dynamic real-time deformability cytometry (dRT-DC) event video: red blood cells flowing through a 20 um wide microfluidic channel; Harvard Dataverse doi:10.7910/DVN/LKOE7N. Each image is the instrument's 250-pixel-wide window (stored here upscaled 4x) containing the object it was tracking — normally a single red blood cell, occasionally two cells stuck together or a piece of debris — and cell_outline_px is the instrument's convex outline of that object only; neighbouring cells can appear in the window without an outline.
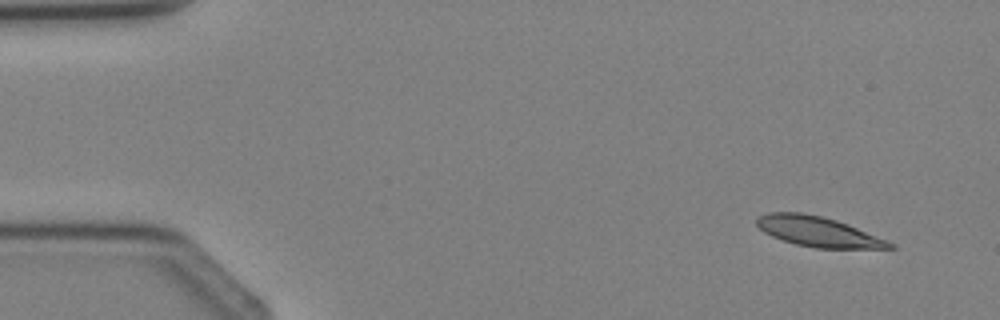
{"species": "Egyptian fruit bat (a non-hibernating species)", "species_latin": "Rousettus aegyptiacus", "temperature_condition": "cold", "stored_images_in_passage": 4, "camera_frame_rate_fps": 3000, "um_per_image_px": 0.085, "animal": {"sex": "female"}, "frame": {"image": 1, "passage_image": 1, "time_ms": 0.0, "image_size_px": [1000, 320], "cell_outline_px": [[896, 248], [816, 248], [796, 244], [772, 236], [764, 232], [756, 224], [756, 220], [760, 216], [768, 212], [800, 212], [820, 216], [836, 220], [848, 224], [888, 240], [896, 244]], "centroid_in_image_um": [69.57, 19.69], "position_along_channel_um": 15.4, "area_um2": 23.12}}
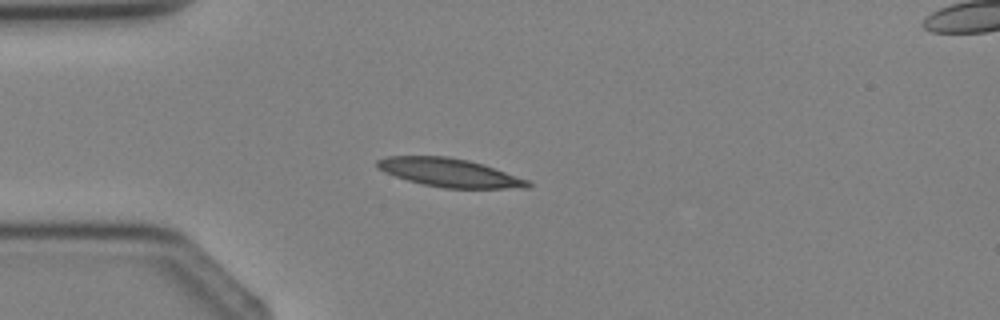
{"frame": {"image": 2, "passage_image": 3, "time_ms": 2.333, "image_size_px": [1000, 320], "cell_outline_px": [[532, 184], [528, 188], [444, 188], [424, 184], [408, 180], [384, 172], [376, 164], [376, 160], [384, 156], [448, 156], [468, 160], [484, 164], [528, 180]], "centroid_in_image_um": [38.21, 14.67], "position_along_channel_um": 46.8, "area_um2": 24.85}}